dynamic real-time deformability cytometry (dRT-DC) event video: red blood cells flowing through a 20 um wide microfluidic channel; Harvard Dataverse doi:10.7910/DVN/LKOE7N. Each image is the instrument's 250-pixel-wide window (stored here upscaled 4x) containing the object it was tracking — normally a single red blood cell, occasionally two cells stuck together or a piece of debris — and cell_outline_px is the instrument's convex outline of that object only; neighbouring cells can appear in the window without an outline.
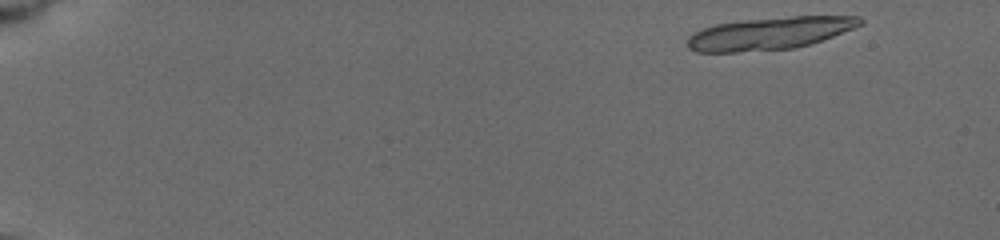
{"species": "common noctule bat (a hibernating species)", "species_latin": "Nyctalus noctula", "temperature_condition": "cold", "stored_images_in_passage": 9, "camera_frame_rate_fps": 3000, "um_per_image_px": 0.085, "animal": {"sex": "female", "body_mass_g": 19.5, "forearm_length_mm": 54.1}, "frame": {"image": 1, "passage_image": 1, "time_ms": 0.0, "image_size_px": [1000, 240], "cell_outline_px": [[864, 24], [812, 44], [796, 48], [736, 52], [696, 52], [688, 48], [688, 36], [704, 28], [716, 24], [744, 20], [792, 16], [860, 16], [864, 20]], "centroid_in_image_um": [65.46, 2.83], "position_along_channel_um": 19.5, "area_um2": 32.66}}